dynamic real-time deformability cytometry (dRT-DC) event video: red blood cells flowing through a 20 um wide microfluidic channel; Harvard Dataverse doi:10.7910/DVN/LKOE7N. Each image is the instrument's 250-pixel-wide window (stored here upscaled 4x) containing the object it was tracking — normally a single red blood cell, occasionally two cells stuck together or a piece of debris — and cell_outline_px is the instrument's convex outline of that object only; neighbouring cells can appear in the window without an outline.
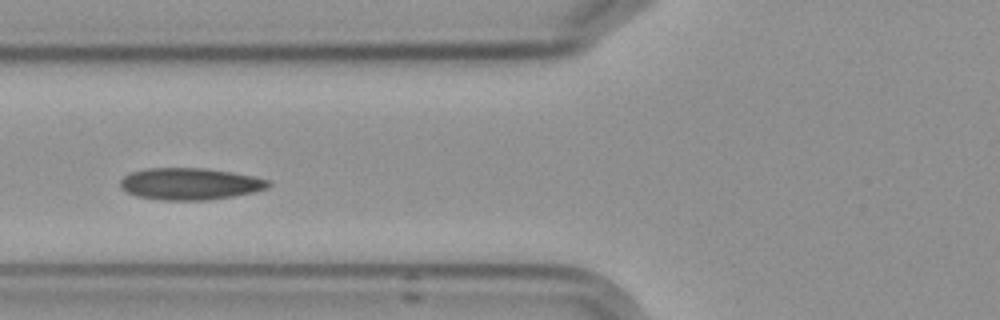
{"species": "Egyptian fruit bat (a non-hibernating species)", "species_latin": "Rousettus aegyptiacus", "temperature_condition": "cold", "stored_images_in_passage": 6, "camera_frame_rate_fps": 3000, "um_per_image_px": 0.085, "frame": {"image": 1, "passage_image": 5, "time_ms": 4.667, "image_size_px": [1000, 320], "cell_outline_px": [[272, 184], [268, 188], [256, 192], [208, 200], [164, 200], [136, 196], [124, 192], [120, 188], [120, 180], [124, 176], [132, 172], [148, 168], [204, 168], [232, 172], [252, 176], [268, 180]], "centroid_in_image_um": [16.14, 15.63], "position_along_channel_um": 109.7, "area_um2": 27.57}}
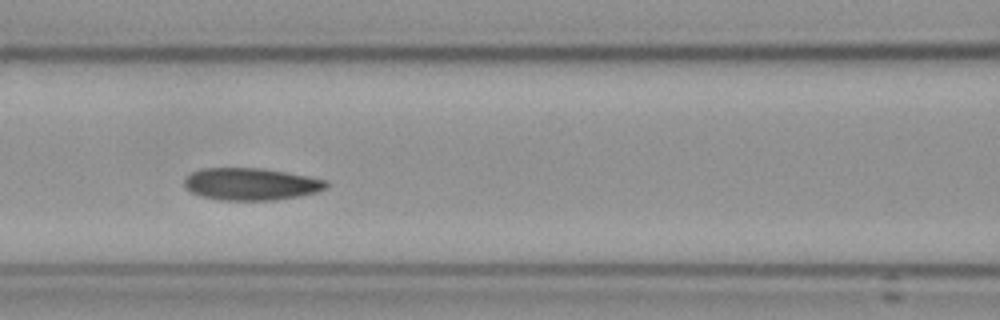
{"frame": {"image": 2, "passage_image": 6, "time_ms": 5.667, "image_size_px": [1000, 320], "cell_outline_px": [[328, 188], [316, 192], [300, 196], [272, 200], [216, 200], [200, 196], [192, 192], [184, 184], [184, 176], [200, 168], [264, 168], [308, 176], [328, 180]], "centroid_in_image_um": [21.33, 15.64], "position_along_channel_um": 145.3, "area_um2": 26.88}}